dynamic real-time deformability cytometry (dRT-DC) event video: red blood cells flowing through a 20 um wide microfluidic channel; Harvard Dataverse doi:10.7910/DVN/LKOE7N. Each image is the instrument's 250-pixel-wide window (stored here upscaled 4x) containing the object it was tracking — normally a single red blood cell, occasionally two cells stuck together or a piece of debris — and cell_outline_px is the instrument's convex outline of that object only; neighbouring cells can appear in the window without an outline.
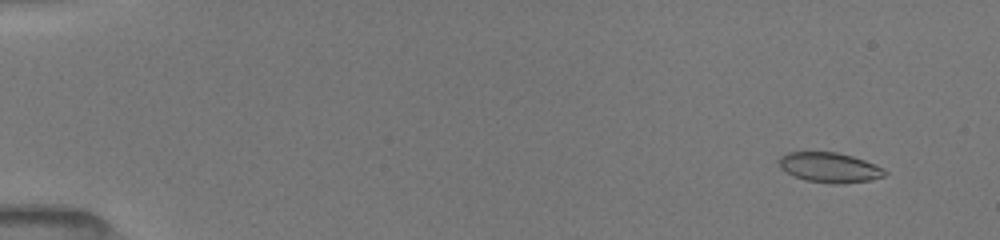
{"species": "common noctule bat (a hibernating species)", "species_latin": "Nyctalus noctula", "temperature_condition": "room temperature", "stored_images_in_passage": 11, "camera_frame_rate_fps": 3000, "um_per_image_px": 0.085, "animal": {"sex": "female", "body_mass_g": 19.5, "forearm_length_mm": 54.1}, "frame": {"image": 1, "passage_image": 2, "time_ms": 1.0, "image_size_px": [1000, 240], "cell_outline_px": [[888, 172], [884, 176], [868, 180], [844, 184], [832, 184], [804, 180], [780, 168], [780, 156], [788, 152], [836, 152], [852, 156], [864, 160], [884, 168]], "centroid_in_image_um": [70.54, 14.24], "position_along_channel_um": 14.5, "area_um2": 18.38}}
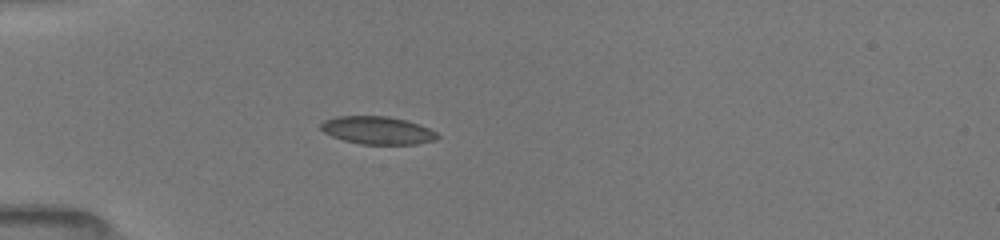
{"frame": {"image": 2, "passage_image": 7, "time_ms": 5.0, "image_size_px": [1000, 240], "cell_outline_px": [[440, 136], [436, 140], [416, 144], [360, 144], [344, 140], [332, 136], [324, 132], [320, 128], [320, 124], [324, 120], [336, 116], [388, 116], [408, 120], [420, 124], [436, 132]], "centroid_in_image_um": [32.1, 11.07], "position_along_channel_um": 52.9, "area_um2": 19.02}}
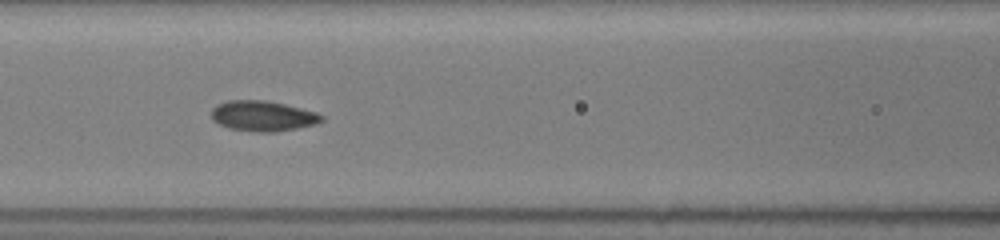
{"frame": {"image": 3, "passage_image": 10, "time_ms": 7.667, "image_size_px": [1000, 240], "cell_outline_px": [[324, 120], [316, 124], [276, 132], [256, 132], [228, 128], [212, 120], [212, 108], [216, 104], [228, 100], [264, 100], [284, 104], [316, 112], [324, 116]], "centroid_in_image_um": [22.33, 9.86], "position_along_channel_um": 144.3, "area_um2": 19.54}}